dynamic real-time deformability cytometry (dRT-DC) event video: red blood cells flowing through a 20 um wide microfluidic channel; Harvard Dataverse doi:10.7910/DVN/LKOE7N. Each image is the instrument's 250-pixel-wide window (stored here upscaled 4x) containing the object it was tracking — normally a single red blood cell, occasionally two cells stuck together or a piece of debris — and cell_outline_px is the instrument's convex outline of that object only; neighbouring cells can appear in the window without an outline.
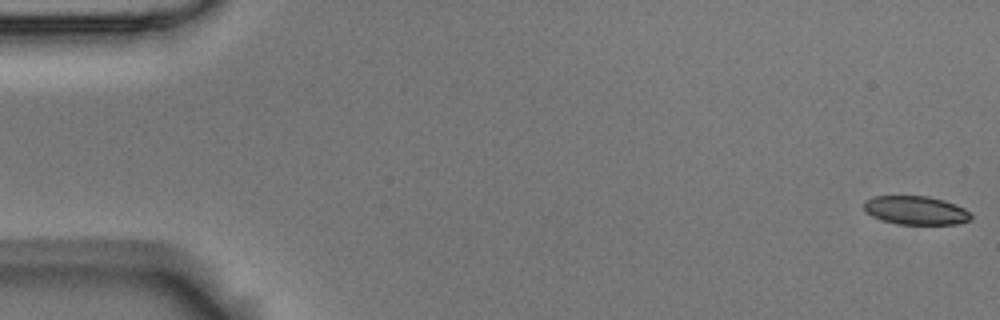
{"species": "Egyptian fruit bat (a non-hibernating species)", "species_latin": "Rousettus aegyptiacus", "temperature_condition": "room temperature", "stored_images_in_passage": 54, "camera_frame_rate_fps": 3000, "um_per_image_px": 0.085, "animal": {"sex": "male"}, "frame": {"image": 1, "passage_image": 1, "time_ms": 0.0, "image_size_px": [1000, 320], "cell_outline_px": [[972, 220], [960, 224], [896, 224], [872, 216], [864, 208], [864, 200], [872, 196], [928, 196], [944, 200], [956, 204], [964, 208], [972, 216]], "centroid_in_image_um": [77.87, 17.87], "position_along_channel_um": 7.1, "area_um2": 17.92}}
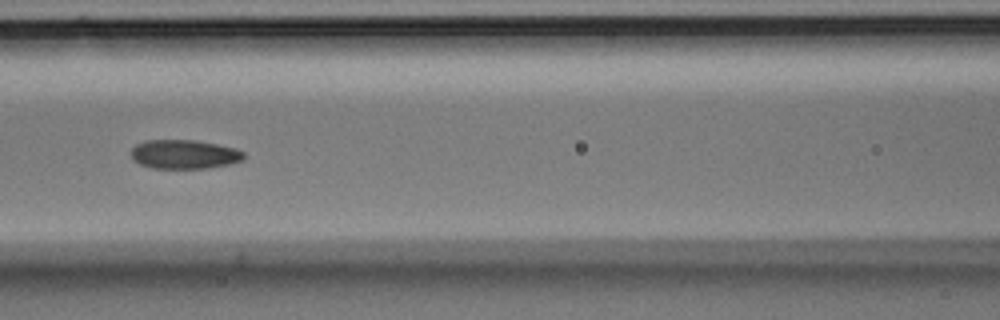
{"frame": {"image": 2, "passage_image": 24, "time_ms": 7.667, "image_size_px": [1000, 320], "cell_outline_px": [[244, 160], [228, 164], [208, 168], [152, 168], [140, 164], [132, 160], [132, 148], [136, 144], [144, 140], [196, 140], [236, 148], [244, 152]], "centroid_in_image_um": [15.66, 13.11], "position_along_channel_um": 150.9, "area_um2": 19.13}}
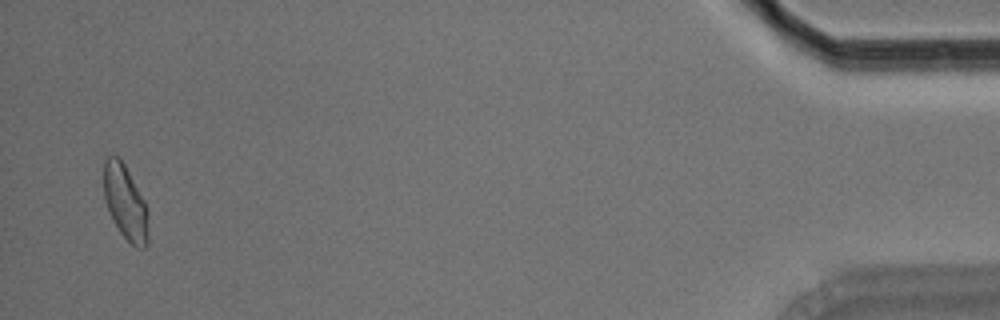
{"frame": {"image": 3, "passage_image": 53, "time_ms": 17.333, "image_size_px": [1000, 320], "cell_outline_px": [[148, 244], [144, 248], [136, 248], [120, 232], [112, 220], [104, 200], [104, 160], [108, 156], [120, 156], [144, 200], [148, 208]], "centroid_in_image_um": [10.66, 17.21], "position_along_channel_um": 424.5, "area_um2": 19.54}, "authors_computed_cell_mechanics": {"area_um2": 19.3919, "velocity_mm_per_s": 3.7139, "shape_relaxation_time_tau1_ms": 9.4969, "shape_relaxation_time_tau2_ms": 3.3169, "deformation_change_tau1": 0.1628, "deformation_change_tau2": 0.0889}}